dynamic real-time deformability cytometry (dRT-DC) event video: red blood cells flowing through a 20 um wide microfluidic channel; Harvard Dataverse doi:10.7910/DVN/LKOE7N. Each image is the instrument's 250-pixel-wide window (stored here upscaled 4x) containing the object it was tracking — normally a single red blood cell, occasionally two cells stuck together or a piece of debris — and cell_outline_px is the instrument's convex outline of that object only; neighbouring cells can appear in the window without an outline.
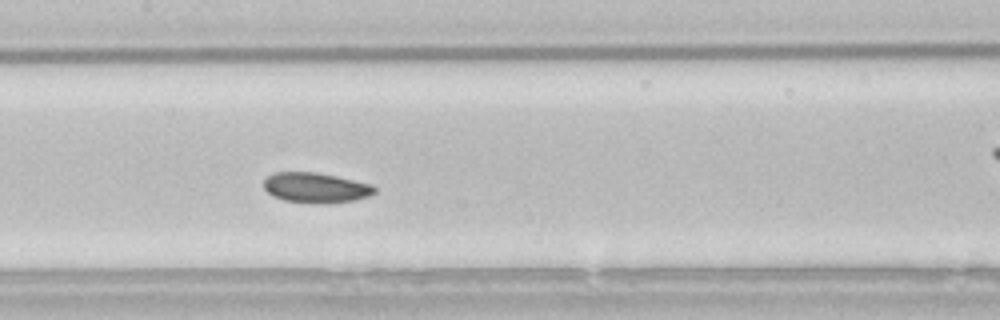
{"species": "common noctule bat (a hibernating species)", "species_latin": "Nyctalus noctula", "temperature_condition": "room temperature", "stored_images_in_passage": 50, "camera_frame_rate_fps": 3000, "um_per_image_px": 0.085, "animal": {"sex": "male", "body_mass_g": 21.5, "forearm_length_mm": 52.0}, "frame": {"image": 1, "passage_image": 22, "time_ms": 7.0, "image_size_px": [1000, 320], "cell_outline_px": [[376, 192], [368, 196], [356, 200], [320, 204], [284, 200], [272, 196], [264, 188], [264, 180], [268, 176], [276, 172], [316, 172], [336, 176], [372, 184], [376, 188]], "centroid_in_image_um": [26.85, 15.96], "position_along_channel_um": 180.6, "area_um2": 19.48}, "authors_computed_cell_mechanics": {"area_um2": 19.7965, "velocity_mm_per_s": 3.7931, "shape_relaxation_time_tau1_ms": 2.0358, "shape_relaxation_time_tau2_ms": 4.4013, "deformation_change_tau1": 0.0511, "deformation_change_tau2": 0.0686}}